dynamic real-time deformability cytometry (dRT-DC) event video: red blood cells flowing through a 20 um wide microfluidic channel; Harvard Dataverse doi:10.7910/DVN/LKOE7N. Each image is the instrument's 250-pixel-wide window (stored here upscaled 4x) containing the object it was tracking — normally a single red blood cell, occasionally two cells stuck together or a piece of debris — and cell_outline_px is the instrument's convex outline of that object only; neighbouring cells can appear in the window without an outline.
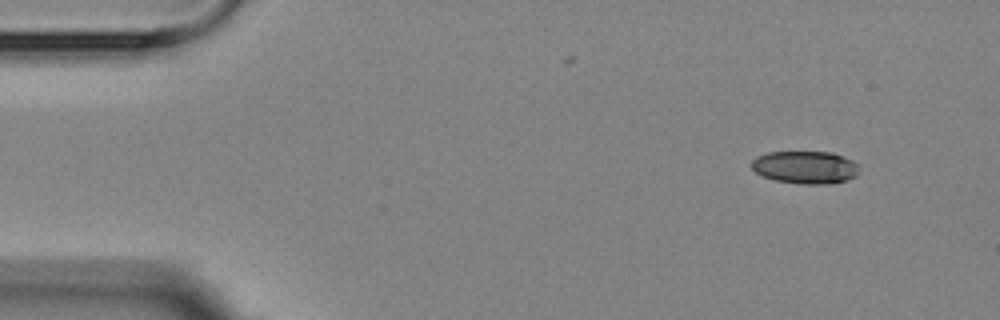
{"species": "Egyptian fruit bat (a non-hibernating species)", "species_latin": "Rousettus aegyptiacus", "temperature_condition": "room temperature", "stored_images_in_passage": 5, "camera_frame_rate_fps": 3000, "um_per_image_px": 0.085, "animal": {"sex": "female"}, "frame": {"image": 1, "passage_image": 1, "time_ms": 0.0, "image_size_px": [1000, 320], "cell_outline_px": [[856, 176], [848, 180], [828, 184], [800, 184], [772, 180], [756, 172], [752, 168], [752, 160], [756, 156], [768, 152], [832, 152], [852, 160], [856, 164]], "centroid_in_image_um": [68.41, 14.22], "position_along_channel_um": 16.6, "area_um2": 20.46}}
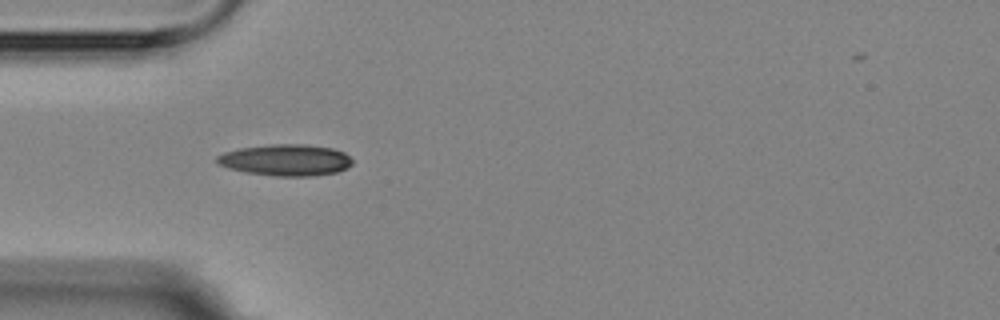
{"frame": {"image": 2, "passage_image": 4, "time_ms": 3.667, "image_size_px": [1000, 320], "cell_outline_px": [[352, 164], [348, 168], [336, 172], [312, 176], [276, 176], [244, 172], [228, 168], [220, 164], [216, 160], [216, 156], [224, 152], [240, 148], [272, 144], [304, 144], [332, 148], [344, 152], [352, 160]], "centroid_in_image_um": [24.29, 13.6], "position_along_channel_um": 60.7, "area_um2": 24.8}}
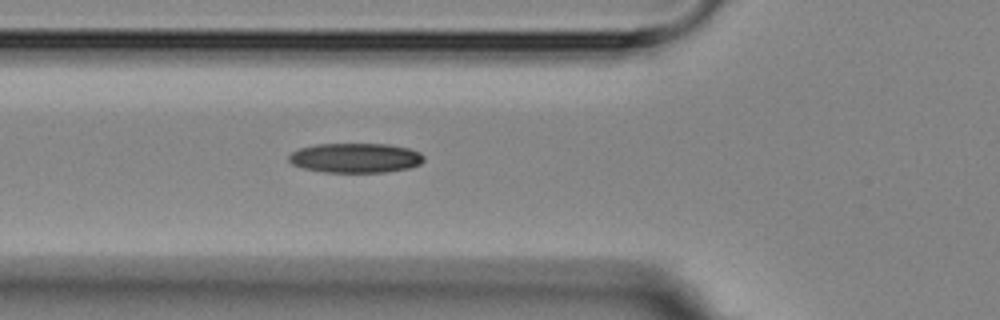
{"frame": {"image": 3, "passage_image": 5, "time_ms": 4.667, "image_size_px": [1000, 320], "cell_outline_px": [[424, 160], [420, 164], [408, 168], [384, 172], [324, 172], [304, 168], [292, 164], [288, 160], [288, 156], [292, 152], [300, 148], [316, 144], [388, 144], [408, 148], [420, 152], [424, 156]], "centroid_in_image_um": [30.21, 13.42], "position_along_channel_um": 95.6, "area_um2": 23.29}}